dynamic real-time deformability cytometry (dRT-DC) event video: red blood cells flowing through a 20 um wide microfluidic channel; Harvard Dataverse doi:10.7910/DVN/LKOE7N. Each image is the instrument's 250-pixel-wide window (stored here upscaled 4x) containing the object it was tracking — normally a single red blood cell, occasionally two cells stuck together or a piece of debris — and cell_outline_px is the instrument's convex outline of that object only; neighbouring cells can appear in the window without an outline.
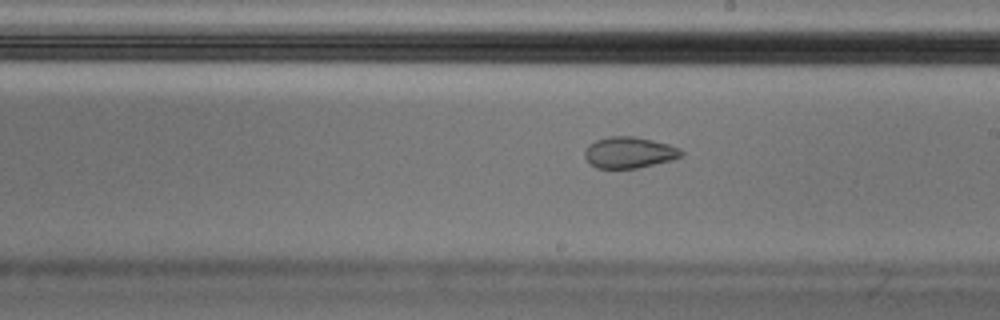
{"species": "Egyptian fruit bat (a non-hibernating species)", "species_latin": "Rousettus aegyptiacus", "temperature_condition": "cold", "stored_images_in_passage": 56, "camera_frame_rate_fps": 3000, "um_per_image_px": 0.085, "animal": {"sex": "male"}, "frame": {"image": 1, "passage_image": 32, "time_ms": 10.333, "image_size_px": [1000, 320], "cell_outline_px": [[684, 156], [672, 160], [636, 168], [596, 168], [584, 156], [584, 152], [588, 144], [596, 140], [608, 136], [636, 136], [668, 144], [680, 148], [684, 152]], "centroid_in_image_um": [53.5, 12.95], "position_along_channel_um": 235.5, "area_um2": 17.63}}
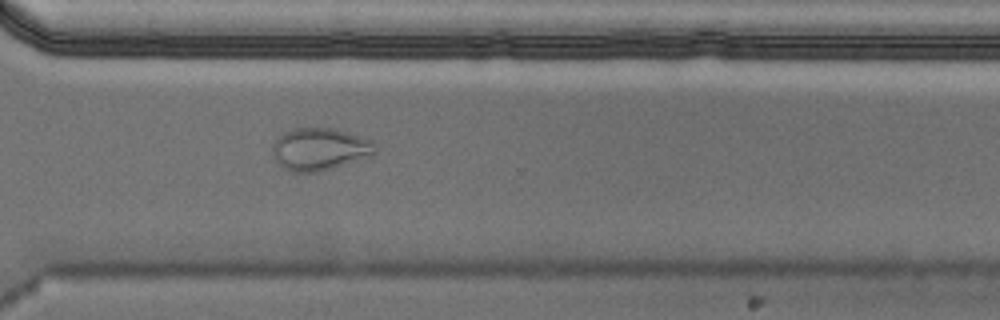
{"frame": {"image": 2, "passage_image": 41, "time_ms": 13.333, "image_size_px": [1000, 320], "cell_outline_px": [[376, 152], [372, 156], [332, 168], [316, 172], [292, 172], [284, 168], [272, 156], [272, 144], [284, 132], [296, 128], [332, 128], [360, 136], [372, 140], [376, 144]], "centroid_in_image_um": [27.19, 12.68], "position_along_channel_um": 343.4, "area_um2": 25.32}}
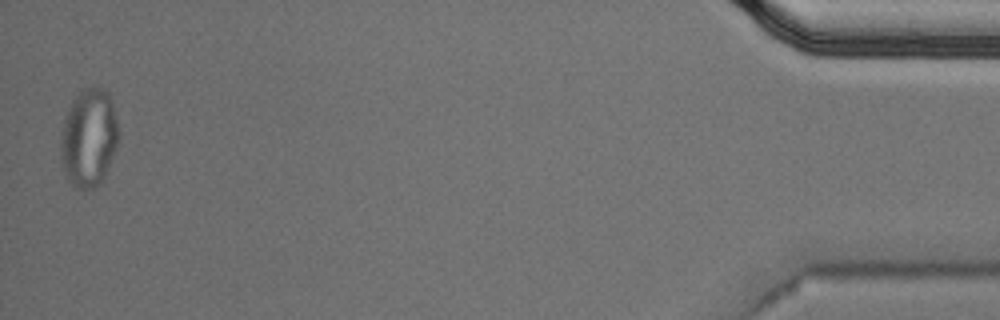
{"frame": {"image": 3, "passage_image": 55, "time_ms": 18.0, "image_size_px": [1000, 320], "cell_outline_px": [[120, 136], [116, 148], [104, 176], [100, 184], [92, 188], [76, 188], [68, 180], [64, 172], [60, 156], [60, 140], [64, 120], [72, 100], [84, 88], [100, 88], [108, 92], [112, 100], [120, 132]], "centroid_in_image_um": [7.56, 11.72], "position_along_channel_um": 427.6, "area_um2": 33.18}, "authors_computed_cell_mechanics": {"area_um2": 19.3052, "velocity_mm_per_s": 3.6037, "shape_relaxation_time_tau1_ms": null, "shape_relaxation_time_tau2_ms": 1.6299, "deformation_change_tau1": null, "deformation_change_tau2": 0.0598}}